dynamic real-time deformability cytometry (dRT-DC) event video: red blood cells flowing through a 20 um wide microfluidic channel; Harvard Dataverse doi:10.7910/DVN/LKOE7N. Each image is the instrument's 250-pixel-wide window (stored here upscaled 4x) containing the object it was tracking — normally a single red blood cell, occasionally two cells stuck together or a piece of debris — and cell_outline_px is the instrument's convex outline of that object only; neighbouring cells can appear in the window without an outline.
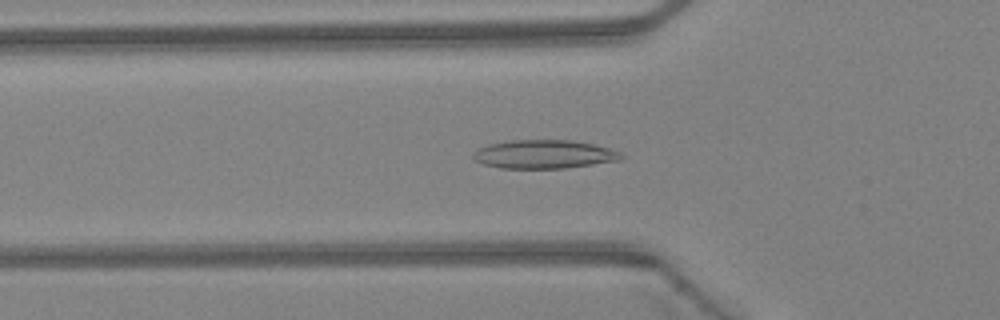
{"species": "Egyptian fruit bat (a non-hibernating species)", "species_latin": "Rousettus aegyptiacus", "temperature_condition": "warm", "stored_images_in_passage": 39, "camera_frame_rate_fps": 3000, "um_per_image_px": 0.085, "animal": {"sex": "female"}, "frame": {"image": 1, "passage_image": 9, "time_ms": 2.667, "image_size_px": [1000, 320], "cell_outline_px": [[624, 156], [620, 160], [564, 168], [500, 168], [484, 164], [476, 160], [472, 156], [472, 152], [488, 144], [512, 140], [572, 140], [592, 144], [608, 148], [620, 152]], "centroid_in_image_um": [46.23, 13.11], "position_along_channel_um": 79.6, "area_um2": 24.45}}
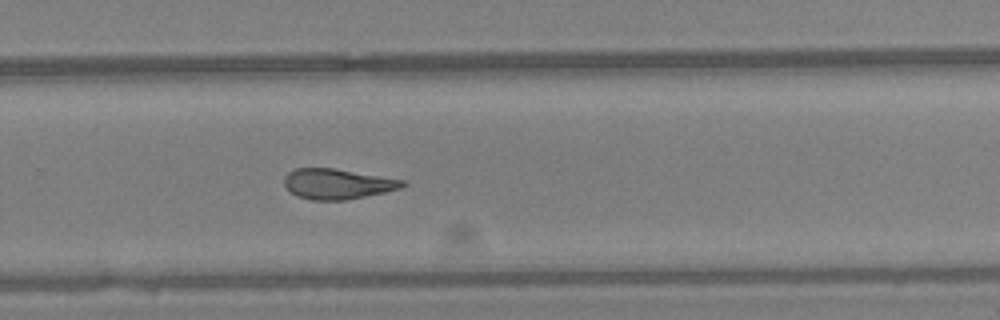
{"frame": {"image": 2, "passage_image": 24, "time_ms": 7.667, "image_size_px": [1000, 320], "cell_outline_px": [[408, 184], [400, 188], [384, 192], [344, 200], [312, 200], [296, 196], [284, 184], [284, 176], [288, 172], [296, 168], [332, 168], [404, 180]], "centroid_in_image_um": [28.66, 15.63], "position_along_channel_um": 301.1, "area_um2": 20.63}}
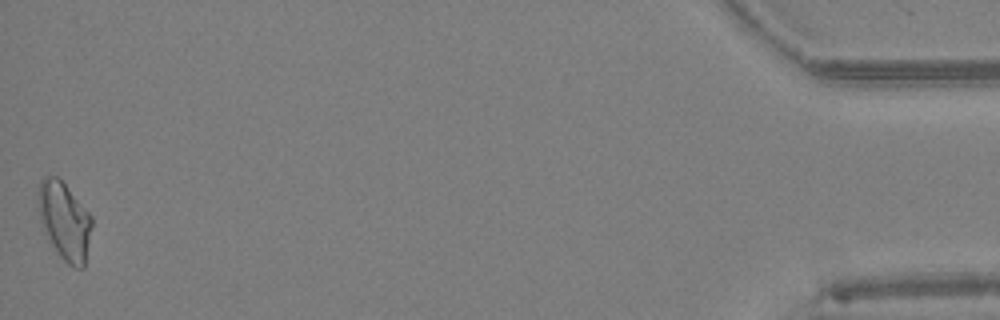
{"frame": {"image": 3, "passage_image": 39, "time_ms": 12.667, "image_size_px": [1000, 320], "cell_outline_px": [[92, 228], [84, 268], [72, 268], [60, 256], [44, 232], [40, 220], [36, 192], [40, 180], [44, 176], [56, 176], [64, 184], [92, 216]], "centroid_in_image_um": [5.47, 18.78], "position_along_channel_um": 429.7, "area_um2": 24.33}, "authors_computed_cell_mechanics": {"area_um2": 21.7906, "velocity_mm_per_s": 4.445, "shape_relaxation_time_tau1_ms": null, "shape_relaxation_time_tau2_ms": 2.7231, "deformation_change_tau1": null, "deformation_change_tau2": 0.1024}}